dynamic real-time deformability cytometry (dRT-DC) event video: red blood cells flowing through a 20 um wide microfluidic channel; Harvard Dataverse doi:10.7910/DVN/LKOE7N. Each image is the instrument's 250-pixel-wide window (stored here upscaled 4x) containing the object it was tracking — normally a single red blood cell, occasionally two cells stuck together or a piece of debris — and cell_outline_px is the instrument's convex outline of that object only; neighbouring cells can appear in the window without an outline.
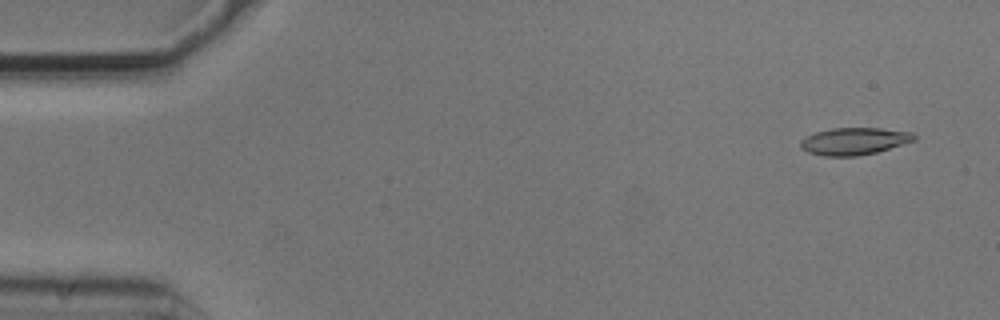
{"species": "common noctule bat (a hibernating species)", "species_latin": "Nyctalus noctula", "temperature_condition": "cold", "stored_images_in_passage": 7, "camera_frame_rate_fps": 3000, "um_per_image_px": 0.085, "animal": {"sex": "male", "body_mass_g": 20.5, "forearm_length_mm": 52.5}, "frame": {"image": 1, "passage_image": 1, "time_ms": 0.0, "image_size_px": [1000, 320], "cell_outline_px": [[916, 140], [876, 152], [856, 156], [824, 156], [808, 152], [800, 148], [800, 140], [816, 132], [832, 128], [880, 128], [912, 132], [916, 136]], "centroid_in_image_um": [72.6, 12.0], "position_along_channel_um": 12.4, "area_um2": 17.92}}
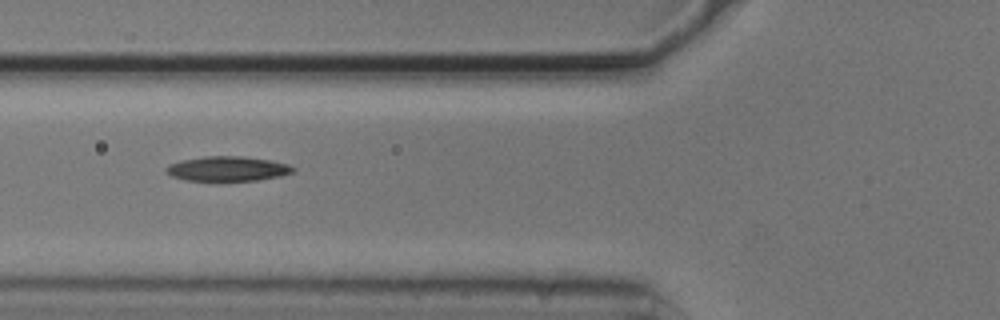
{"frame": {"image": 2, "passage_image": 5, "time_ms": 1.333, "image_size_px": [1000, 320], "cell_outline_px": [[296, 172], [280, 176], [260, 180], [216, 184], [188, 180], [172, 176], [164, 168], [168, 164], [180, 160], [204, 156], [244, 156], [268, 160], [288, 164], [296, 168]], "centroid_in_image_um": [19.34, 14.39], "position_along_channel_um": 106.5, "area_um2": 19.31}}
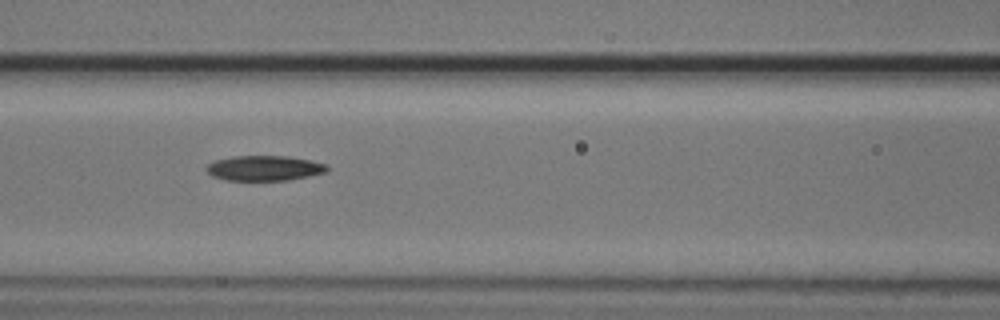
{"frame": {"image": 3, "passage_image": 6, "time_ms": 1.667, "image_size_px": [1000, 320], "cell_outline_px": [[328, 172], [288, 180], [228, 180], [212, 176], [204, 168], [208, 164], [216, 160], [232, 156], [288, 156], [308, 160], [324, 164], [328, 168]], "centroid_in_image_um": [22.44, 14.29], "position_along_channel_um": 144.2, "area_um2": 17.51}}